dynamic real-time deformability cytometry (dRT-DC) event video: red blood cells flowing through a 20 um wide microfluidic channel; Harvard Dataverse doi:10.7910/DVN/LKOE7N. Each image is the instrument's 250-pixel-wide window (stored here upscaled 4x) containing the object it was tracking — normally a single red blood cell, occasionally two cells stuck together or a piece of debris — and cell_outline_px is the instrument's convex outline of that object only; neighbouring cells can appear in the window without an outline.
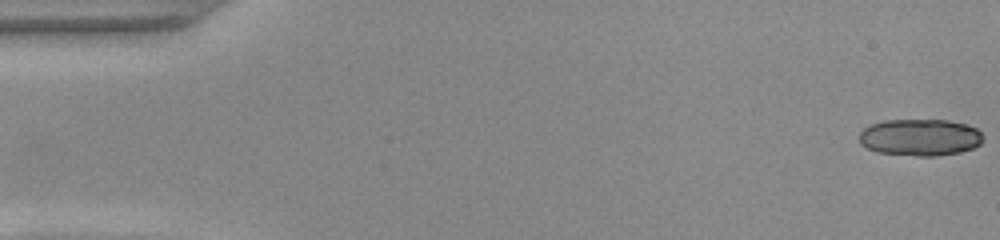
{"species": "common noctule bat (a hibernating species)", "species_latin": "Nyctalus noctula", "temperature_condition": "warm", "stored_images_in_passage": 28, "camera_frame_rate_fps": 3000, "um_per_image_px": 0.085, "animal": {"sex": "female", "body_mass_g": 22.0, "forearm_length_mm": 56.7}, "frame": {"image": 1, "passage_image": 1, "time_ms": 0.0, "image_size_px": [1000, 240], "cell_outline_px": [[984, 140], [980, 144], [972, 148], [960, 152], [936, 156], [916, 156], [876, 152], [860, 144], [860, 132], [868, 124], [884, 120], [948, 120], [964, 124], [976, 128], [980, 132]], "centroid_in_image_um": [78.18, 11.67], "position_along_channel_um": 6.8, "area_um2": 26.7}}
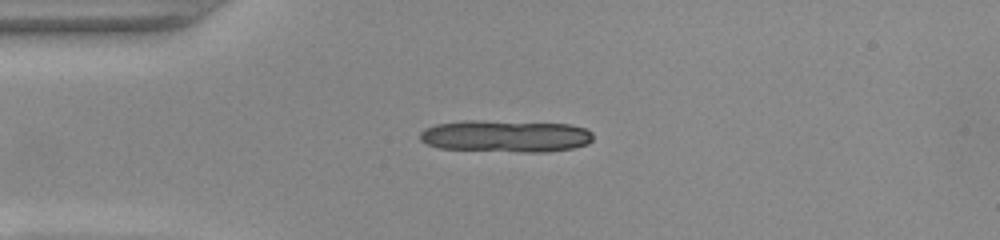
{"frame": {"image": 2, "passage_image": 13, "time_ms": 4.0, "image_size_px": [1000, 240], "cell_outline_px": [[592, 140], [588, 144], [572, 148], [548, 152], [520, 152], [440, 148], [428, 144], [420, 140], [420, 132], [424, 128], [436, 124], [460, 120], [484, 120], [572, 124], [584, 128], [592, 132]], "centroid_in_image_um": [42.98, 11.56], "position_along_channel_um": 42.0, "area_um2": 32.66}}